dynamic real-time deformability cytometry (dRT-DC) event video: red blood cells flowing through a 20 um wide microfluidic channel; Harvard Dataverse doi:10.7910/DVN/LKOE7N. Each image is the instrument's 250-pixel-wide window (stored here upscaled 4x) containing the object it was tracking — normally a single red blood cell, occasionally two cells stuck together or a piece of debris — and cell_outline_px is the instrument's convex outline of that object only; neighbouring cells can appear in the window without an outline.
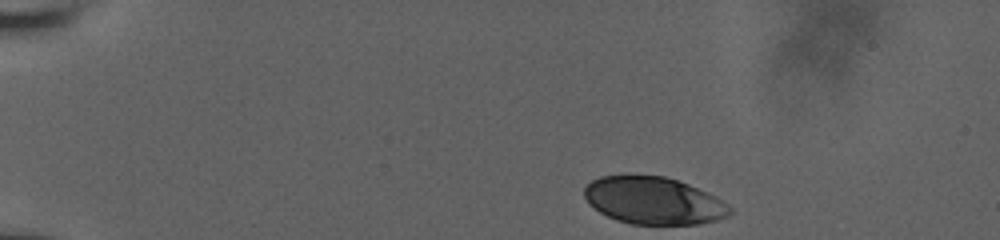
{"species": "human", "species_latin": "Homo sapiens", "temperature_condition": "room temperature", "stored_images_in_passage": 41, "camera_frame_rate_fps": 3000, "um_per_image_px": 0.085, "donor": {"sex": "male"}, "frame": {"image": 1, "passage_image": 1, "time_ms": 0.0, "image_size_px": [1000, 240], "cell_outline_px": [[732, 212], [728, 216], [716, 220], [700, 224], [632, 224], [616, 220], [600, 212], [588, 204], [584, 196], [584, 188], [592, 180], [600, 176], [628, 172], [664, 176], [688, 184], [728, 204], [732, 208]], "centroid_in_image_um": [55.48, 17.02], "position_along_channel_um": 29.5, "area_um2": 40.63}}
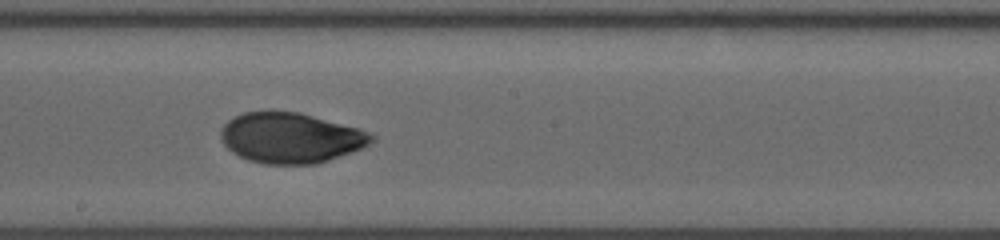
{"frame": {"image": 2, "passage_image": 24, "time_ms": 7.667, "image_size_px": [1000, 240], "cell_outline_px": [[376, 136], [364, 148], [316, 164], [264, 164], [248, 160], [232, 152], [220, 140], [220, 132], [224, 124], [228, 120], [244, 112], [300, 112], [360, 128]], "centroid_in_image_um": [24.71, 11.72], "position_along_channel_um": 223.5, "area_um2": 44.22}}
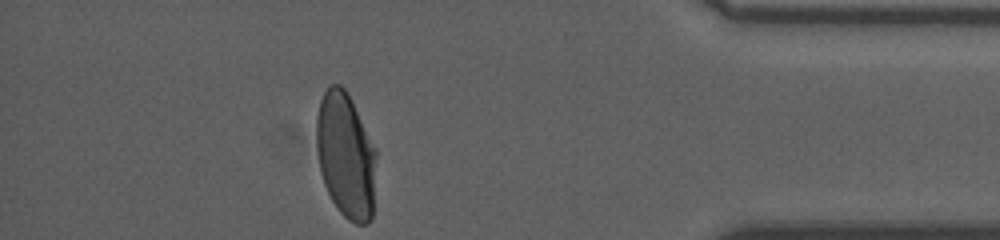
{"frame": {"image": 3, "passage_image": 41, "time_ms": 13.333, "image_size_px": [1000, 240], "cell_outline_px": [[376, 156], [372, 220], [368, 224], [356, 224], [348, 220], [336, 208], [324, 184], [320, 172], [316, 144], [316, 116], [320, 100], [324, 92], [332, 84], [340, 84], [348, 92], [376, 148]], "centroid_in_image_um": [29.39, 13.21], "position_along_channel_um": 405.8, "area_um2": 44.16}, "authors_computed_cell_mechanics": {"area_um2": 44.1592, "velocity_mm_per_s": 3.8125, "shape_relaxation_time_tau1_ms": 5.1484, "shape_relaxation_time_tau2_ms": 1.1757, "deformation_change_tau1": 0.1776, "deformation_change_tau2": 0.0347}}